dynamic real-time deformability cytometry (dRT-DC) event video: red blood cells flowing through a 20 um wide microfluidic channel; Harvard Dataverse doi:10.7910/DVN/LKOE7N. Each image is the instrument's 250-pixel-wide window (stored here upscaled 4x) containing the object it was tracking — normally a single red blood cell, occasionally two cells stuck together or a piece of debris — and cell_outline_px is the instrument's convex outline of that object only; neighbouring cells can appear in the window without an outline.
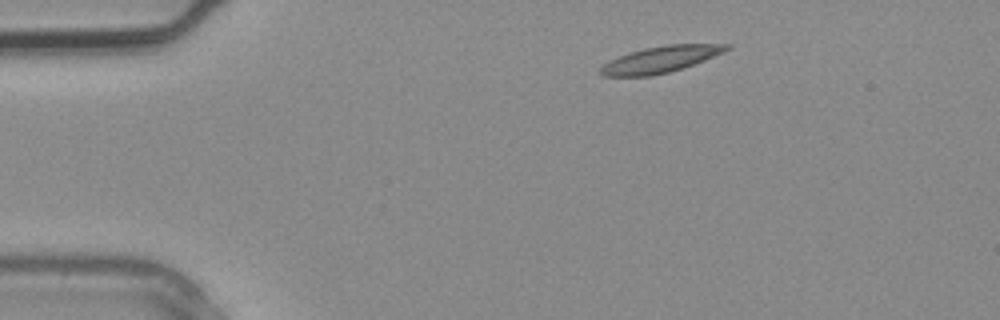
{"species": "common noctule bat (a hibernating species)", "species_latin": "Nyctalus noctula", "temperature_condition": "warm", "stored_images_in_passage": 2, "camera_frame_rate_fps": 3000, "um_per_image_px": 0.085, "animal": {"sex": "male", "body_mass_g": 20.4}, "frame": {"image": 1, "passage_image": 1, "time_ms": 0.0, "image_size_px": [1000, 320], "cell_outline_px": [[732, 48], [724, 52], [704, 60], [668, 72], [652, 76], [604, 76], [600, 72], [600, 68], [608, 60], [628, 52], [644, 48], [668, 44], [732, 44]], "centroid_in_image_um": [56.14, 5.03], "position_along_channel_um": 28.9, "area_um2": 19.31}}